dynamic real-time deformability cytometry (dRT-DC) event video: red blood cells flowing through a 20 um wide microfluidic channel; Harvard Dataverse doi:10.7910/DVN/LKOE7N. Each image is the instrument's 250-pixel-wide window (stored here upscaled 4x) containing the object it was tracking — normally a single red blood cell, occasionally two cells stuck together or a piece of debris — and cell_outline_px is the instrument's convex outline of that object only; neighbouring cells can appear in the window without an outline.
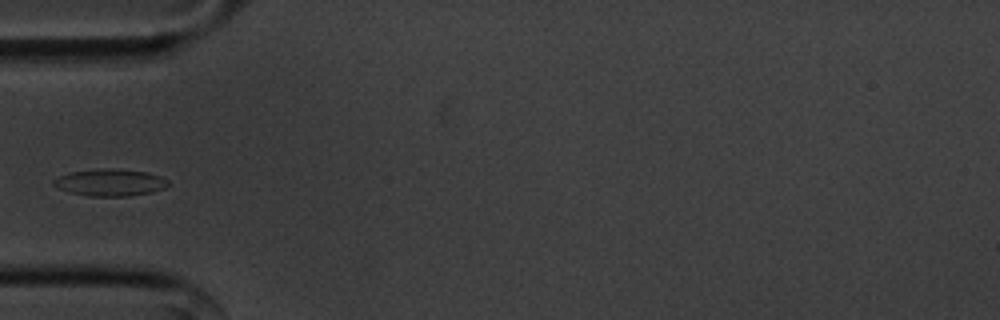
{"species": "common noctule bat (a hibernating species)", "species_latin": "Nyctalus noctula", "temperature_condition": "cold", "stored_images_in_passage": 36, "camera_frame_rate_fps": 3000, "um_per_image_px": 0.085, "animal": {"sex": "male", "body_mass_g": 20.1, "forearm_length_mm": 53.5}, "frame": {"image": 1, "passage_image": 1, "time_ms": 0.0, "image_size_px": [1000, 320], "cell_outline_px": [[168, 184], [164, 188], [152, 192], [128, 196], [88, 196], [72, 192], [60, 188], [52, 184], [52, 180], [60, 176], [72, 172], [100, 168], [120, 168], [148, 172], [160, 176], [168, 180]], "centroid_in_image_um": [9.39, 15.5], "position_along_channel_um": 75.6, "area_um2": 17.98}}
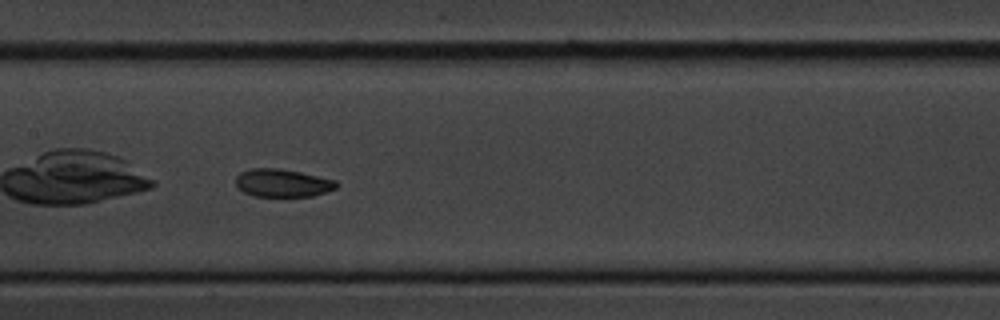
{"frame": {"image": 2, "passage_image": 10, "time_ms": 3.0, "image_size_px": [1000, 320], "cell_outline_px": [[340, 184], [336, 188], [328, 192], [312, 196], [288, 200], [252, 196], [236, 188], [236, 176], [240, 172], [252, 168], [280, 168], [300, 172], [336, 180]], "centroid_in_image_um": [24.02, 15.61], "position_along_channel_um": 183.4, "area_um2": 17.46}}
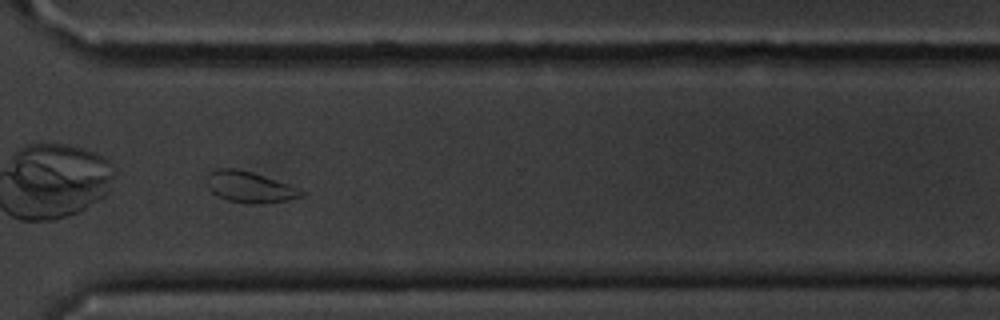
{"frame": {"image": 3, "passage_image": 24, "time_ms": 7.667, "image_size_px": [1000, 320], "cell_outline_px": [[304, 196], [288, 200], [252, 204], [228, 200], [216, 196], [208, 188], [208, 172], [216, 168], [236, 168], [252, 172], [288, 184], [304, 192]], "centroid_in_image_um": [21.18, 15.89], "position_along_channel_um": 349.4, "area_um2": 16.94}}